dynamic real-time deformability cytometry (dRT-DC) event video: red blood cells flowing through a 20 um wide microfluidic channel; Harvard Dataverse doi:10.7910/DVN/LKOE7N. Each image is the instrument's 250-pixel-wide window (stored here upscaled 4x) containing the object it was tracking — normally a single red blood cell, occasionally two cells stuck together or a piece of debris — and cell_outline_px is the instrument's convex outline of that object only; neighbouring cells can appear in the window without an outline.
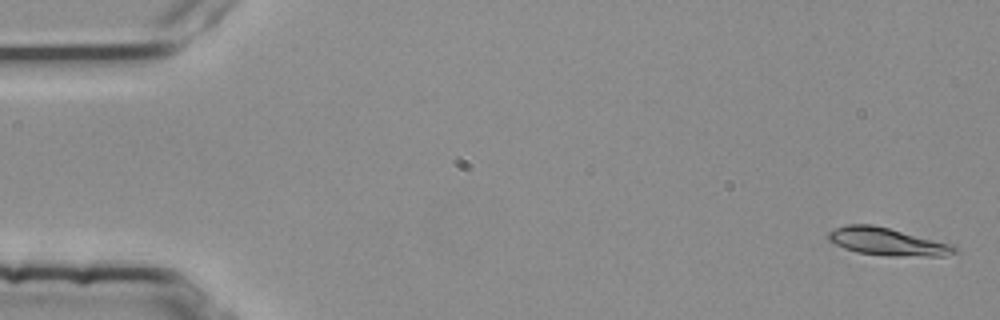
{"species": "common noctule bat (a hibernating species)", "species_latin": "Nyctalus noctula", "temperature_condition": "room temperature", "stored_images_in_passage": 54, "camera_frame_rate_fps": 3000, "um_per_image_px": 0.085, "animal": {"sex": "female", "body_mass_g": 25.1}, "frame": {"image": 1, "passage_image": 2, "time_ms": 0.333, "image_size_px": [1000, 320], "cell_outline_px": [[956, 252], [944, 256], [888, 256], [856, 252], [844, 248], [828, 240], [828, 232], [836, 228], [848, 224], [872, 224], [952, 244], [956, 248]], "centroid_in_image_um": [75.4, 20.55], "position_along_channel_um": 9.6, "area_um2": 20.11}}
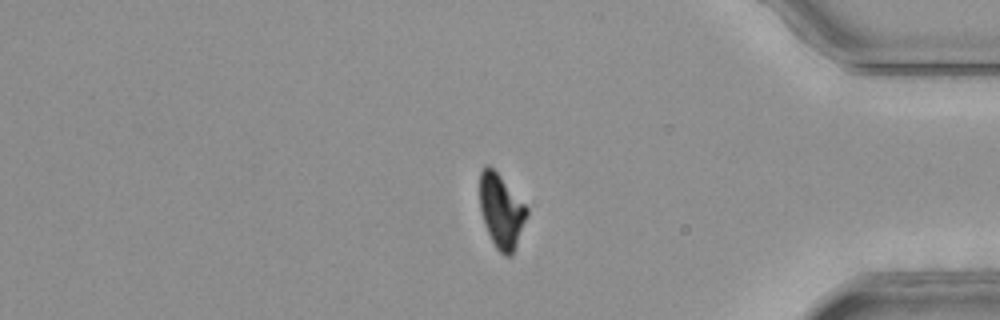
{"frame": {"image": 2, "passage_image": 46, "time_ms": 15.0, "image_size_px": [1000, 320], "cell_outline_px": [[528, 216], [512, 256], [504, 256], [496, 248], [488, 232], [480, 208], [480, 172], [488, 164], [500, 176], [528, 208]], "centroid_in_image_um": [42.63, 17.97], "position_along_channel_um": 392.6, "area_um2": 19.94}}
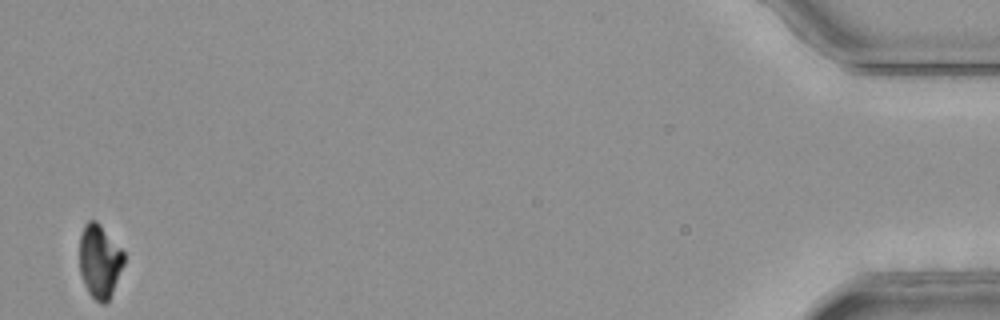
{"frame": {"image": 3, "passage_image": 54, "time_ms": 17.667, "image_size_px": [1000, 320], "cell_outline_px": [[124, 264], [112, 292], [108, 300], [104, 304], [100, 304], [88, 292], [84, 284], [80, 272], [80, 236], [84, 224], [88, 220], [96, 220], [100, 224], [124, 252]], "centroid_in_image_um": [8.46, 22.19], "position_along_channel_um": 426.7, "area_um2": 18.9}, "authors_computed_cell_mechanics": {"area_um2": 20.4034, "velocity_mm_per_s": 3.7681, "shape_relaxation_time_tau1_ms": 4.7103, "shape_relaxation_time_tau2_ms": 2.0244, "deformation_change_tau1": 0.1737, "deformation_change_tau2": 0.0632}}